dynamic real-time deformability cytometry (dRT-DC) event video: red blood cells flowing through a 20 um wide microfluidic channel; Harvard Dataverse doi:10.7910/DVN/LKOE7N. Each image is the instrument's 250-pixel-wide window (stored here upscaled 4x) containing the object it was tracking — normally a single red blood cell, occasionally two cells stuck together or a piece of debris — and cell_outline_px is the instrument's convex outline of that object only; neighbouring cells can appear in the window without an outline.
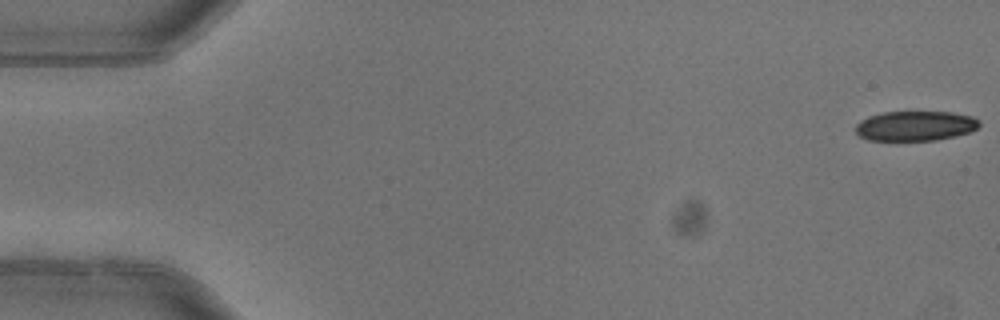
{"species": "common noctule bat (a hibernating species)", "species_latin": "Nyctalus noctula", "temperature_condition": "warm", "stored_images_in_passage": 6, "camera_frame_rate_fps": 3000, "um_per_image_px": 0.085, "animal": {"sex": "female"}, "frame": {"image": 1, "passage_image": 1, "time_ms": 0.0, "image_size_px": [1000, 320], "cell_outline_px": [[980, 124], [976, 128], [968, 132], [936, 140], [868, 140], [860, 136], [856, 132], [856, 124], [860, 120], [868, 116], [880, 112], [952, 112], [972, 116], [980, 120]], "centroid_in_image_um": [77.77, 10.69], "position_along_channel_um": 7.2, "area_um2": 21.44}}
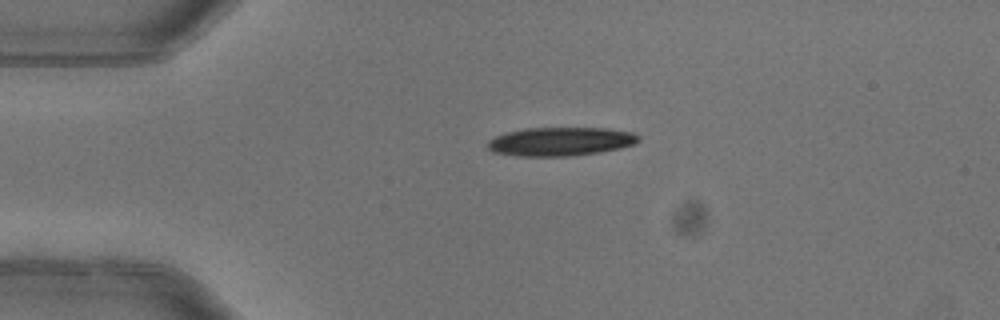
{"frame": {"image": 2, "passage_image": 4, "time_ms": 1.0, "image_size_px": [1000, 320], "cell_outline_px": [[640, 140], [632, 144], [620, 148], [596, 152], [568, 156], [516, 156], [492, 152], [488, 148], [488, 140], [496, 136], [508, 132], [524, 128], [608, 128], [632, 132], [640, 136]], "centroid_in_image_um": [47.62, 12.02], "position_along_channel_um": 37.4, "area_um2": 25.09}}